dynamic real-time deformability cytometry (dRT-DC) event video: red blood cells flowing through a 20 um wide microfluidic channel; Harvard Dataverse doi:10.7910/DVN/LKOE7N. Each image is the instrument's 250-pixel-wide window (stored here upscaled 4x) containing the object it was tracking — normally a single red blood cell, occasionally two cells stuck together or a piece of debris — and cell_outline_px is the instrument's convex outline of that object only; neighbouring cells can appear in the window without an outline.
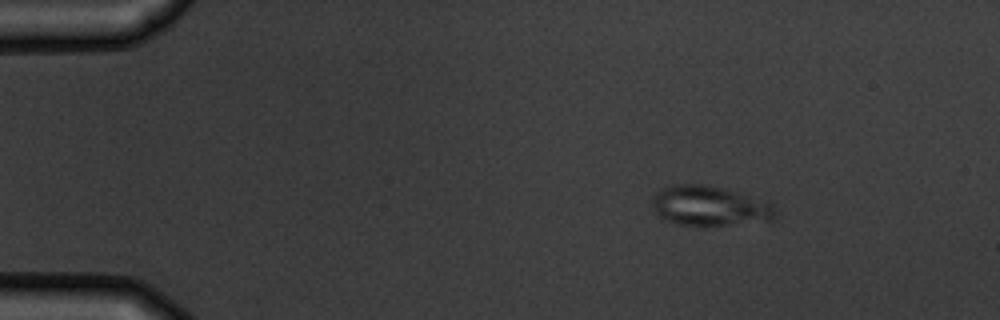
{"species": "common noctule bat (a hibernating species)", "species_latin": "Nyctalus noctula", "temperature_condition": "warm", "stored_images_in_passage": 3, "camera_frame_rate_fps": 3000, "um_per_image_px": 0.085, "animal": {"sex": "male", "body_mass_g": 19.5, "forearm_length_mm": 54.6}, "frame": {"image": 1, "passage_image": 1, "time_ms": 0.0, "image_size_px": [1000, 320], "cell_outline_px": [[776, 220], [704, 228], [680, 224], [656, 216], [652, 204], [652, 196], [660, 188], [672, 184], [708, 184], [724, 188], [768, 200], [772, 204], [776, 212]], "centroid_in_image_um": [60.34, 17.52], "position_along_channel_um": 24.7, "area_um2": 29.82}}